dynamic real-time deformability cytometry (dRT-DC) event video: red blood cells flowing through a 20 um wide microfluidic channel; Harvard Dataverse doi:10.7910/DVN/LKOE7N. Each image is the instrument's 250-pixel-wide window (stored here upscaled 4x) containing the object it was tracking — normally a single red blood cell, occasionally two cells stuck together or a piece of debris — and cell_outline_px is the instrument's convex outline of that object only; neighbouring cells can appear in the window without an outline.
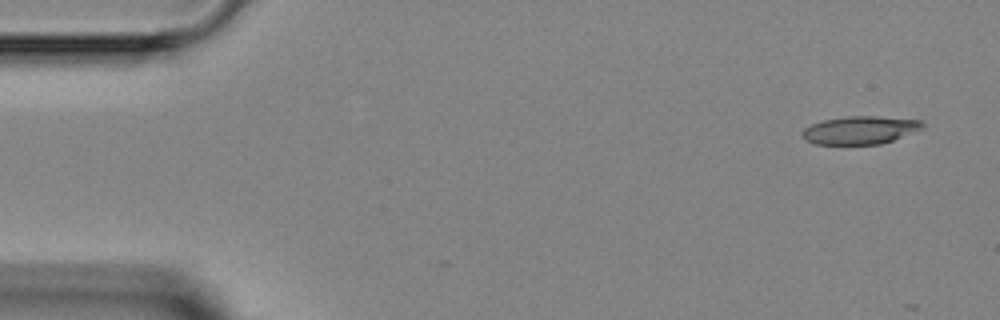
{"species": "Egyptian fruit bat (a non-hibernating species)", "species_latin": "Rousettus aegyptiacus", "temperature_condition": "room temperature", "stored_images_in_passage": 5, "segment_of_instrument_passage": [1, 2], "camera_frame_rate_fps": 3000, "um_per_image_px": 0.085, "animal": {"sex": "female"}, "frame": {"image": 1, "passage_image": 1, "time_ms": 0.0, "image_size_px": [1000, 320], "cell_outline_px": [[924, 124], [920, 128], [892, 140], [880, 144], [816, 144], [804, 140], [800, 136], [800, 132], [804, 128], [812, 124], [824, 120], [848, 116], [876, 116], [924, 120]], "centroid_in_image_um": [73.04, 11.05], "position_along_channel_um": 12.0, "area_um2": 19.48}}
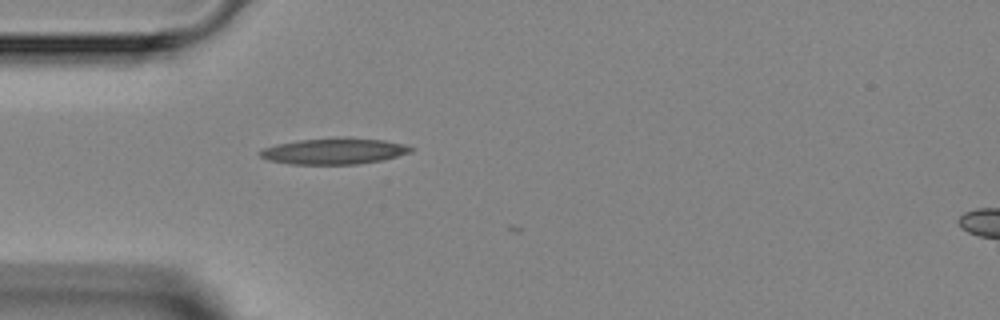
{"frame": {"image": 2, "passage_image": 4, "time_ms": 3.667, "image_size_px": [1000, 320], "cell_outline_px": [[416, 148], [412, 152], [380, 160], [356, 164], [288, 164], [268, 160], [260, 156], [260, 152], [264, 148], [276, 144], [300, 140], [336, 136], [348, 136], [384, 140], [404, 144]], "centroid_in_image_um": [28.42, 12.82], "position_along_channel_um": 56.6, "area_um2": 23.24}}